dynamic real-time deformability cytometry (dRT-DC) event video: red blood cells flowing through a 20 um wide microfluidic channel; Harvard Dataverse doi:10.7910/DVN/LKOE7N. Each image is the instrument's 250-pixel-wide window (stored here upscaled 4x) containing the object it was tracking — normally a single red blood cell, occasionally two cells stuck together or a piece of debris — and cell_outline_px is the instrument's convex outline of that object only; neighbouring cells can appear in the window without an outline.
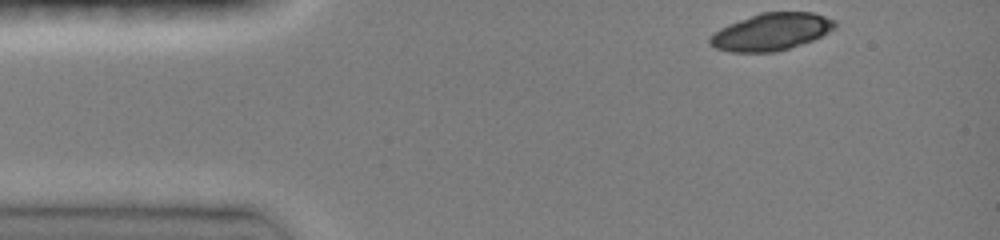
{"species": "common noctule bat (a hibernating species)", "species_latin": "Nyctalus noctula", "temperature_condition": "room temperature", "stored_images_in_passage": 38, "camera_frame_rate_fps": 3000, "um_per_image_px": 0.085, "animal": {"sex": "female", "body_mass_g": 19.0, "forearm_length_mm": 51.5}, "frame": {"image": 1, "passage_image": 1, "time_ms": 0.0, "image_size_px": [1000, 240], "cell_outline_px": [[836, 28], [812, 40], [776, 52], [732, 52], [716, 48], [708, 44], [708, 36], [720, 28], [728, 24], [760, 12], [812, 12], [836, 20]], "centroid_in_image_um": [65.53, 2.7], "position_along_channel_um": 19.5, "area_um2": 27.11}}